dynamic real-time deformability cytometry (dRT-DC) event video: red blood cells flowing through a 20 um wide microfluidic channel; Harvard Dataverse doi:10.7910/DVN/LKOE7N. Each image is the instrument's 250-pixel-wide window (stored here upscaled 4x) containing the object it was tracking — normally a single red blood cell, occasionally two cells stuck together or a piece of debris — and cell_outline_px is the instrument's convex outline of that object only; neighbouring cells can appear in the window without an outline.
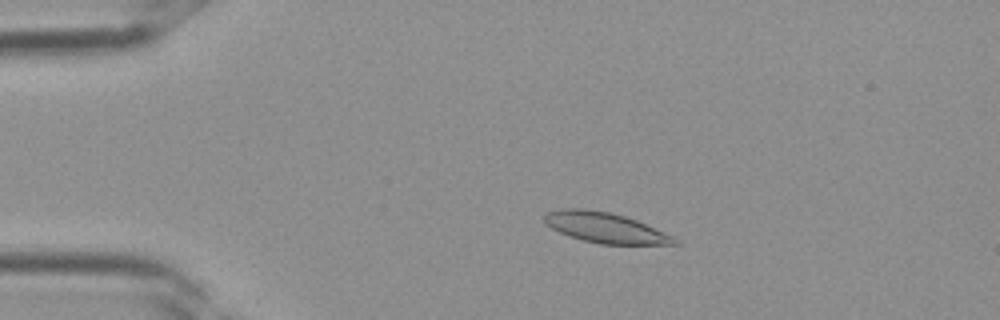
{"species": "Egyptian fruit bat (a non-hibernating species)", "species_latin": "Rousettus aegyptiacus", "temperature_condition": "room temperature", "stored_images_in_passage": 37, "camera_frame_rate_fps": 3000, "um_per_image_px": 0.085, "frame": {"image": 1, "passage_image": 8, "time_ms": 2.333, "image_size_px": [1000, 320], "cell_outline_px": [[680, 244], [600, 244], [568, 236], [544, 224], [544, 216], [548, 212], [564, 208], [588, 208], [608, 212], [624, 216], [636, 220], [672, 236], [680, 240]], "centroid_in_image_um": [51.42, 19.35], "position_along_channel_um": 33.6, "area_um2": 22.83}}
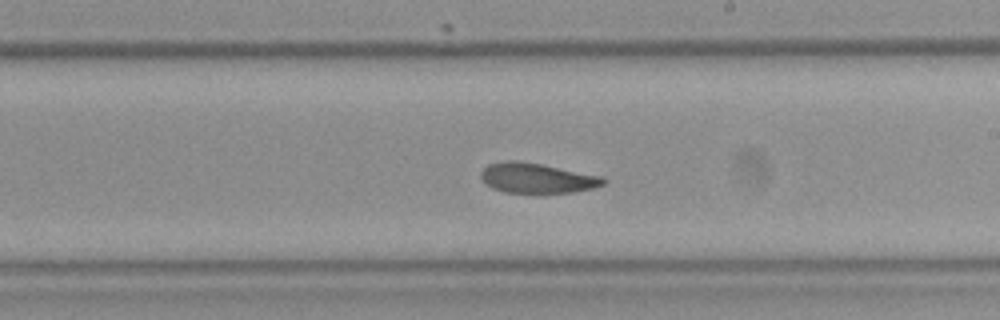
{"frame": {"image": 2, "passage_image": 22, "time_ms": 7.0, "image_size_px": [1000, 320], "cell_outline_px": [[608, 180], [604, 184], [596, 188], [572, 192], [504, 192], [492, 188], [480, 176], [480, 172], [488, 164], [504, 160], [520, 160], [604, 176]], "centroid_in_image_um": [45.68, 15.12], "position_along_channel_um": 243.3, "area_um2": 21.5}}
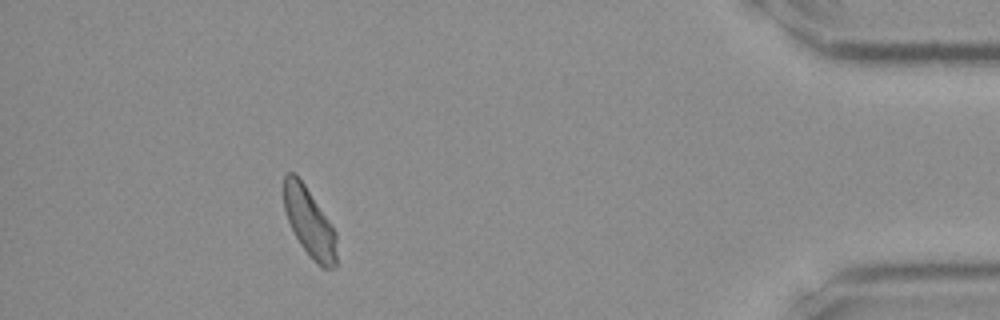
{"frame": {"image": 3, "passage_image": 34, "time_ms": 11.0, "image_size_px": [1000, 320], "cell_outline_px": [[336, 264], [332, 268], [320, 268], [312, 260], [300, 244], [288, 220], [284, 208], [284, 176], [288, 172], [296, 172], [332, 224], [336, 232]], "centroid_in_image_um": [26.31, 18.9], "position_along_channel_um": 408.9, "area_um2": 21.27}}